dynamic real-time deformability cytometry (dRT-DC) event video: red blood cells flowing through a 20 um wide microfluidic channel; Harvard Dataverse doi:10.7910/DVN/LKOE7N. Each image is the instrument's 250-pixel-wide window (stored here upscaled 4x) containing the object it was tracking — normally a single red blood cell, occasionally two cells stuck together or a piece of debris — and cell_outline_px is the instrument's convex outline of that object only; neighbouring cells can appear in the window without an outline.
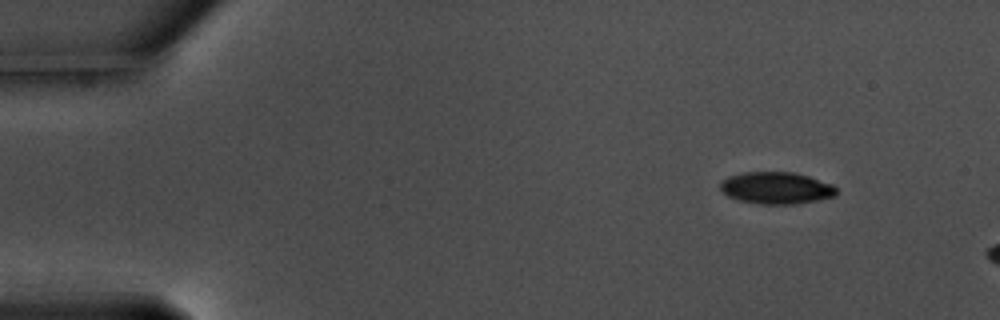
{"species": "common noctule bat (a hibernating species)", "species_latin": "Nyctalus noctula", "temperature_condition": "warm", "stored_images_in_passage": 13, "camera_frame_rate_fps": 3000, "um_per_image_px": 0.085, "animal": {"sex": "male", "body_mass_g": 17.5, "forearm_length_mm": 52.3}, "frame": {"image": 1, "passage_image": 6, "time_ms": 1.667, "image_size_px": [1000, 320], "cell_outline_px": [[836, 196], [796, 204], [760, 204], [736, 200], [728, 196], [720, 188], [720, 184], [728, 176], [744, 172], [792, 172], [808, 176], [832, 184], [836, 188]], "centroid_in_image_um": [65.97, 15.98], "position_along_channel_um": 19.0, "area_um2": 21.56}}